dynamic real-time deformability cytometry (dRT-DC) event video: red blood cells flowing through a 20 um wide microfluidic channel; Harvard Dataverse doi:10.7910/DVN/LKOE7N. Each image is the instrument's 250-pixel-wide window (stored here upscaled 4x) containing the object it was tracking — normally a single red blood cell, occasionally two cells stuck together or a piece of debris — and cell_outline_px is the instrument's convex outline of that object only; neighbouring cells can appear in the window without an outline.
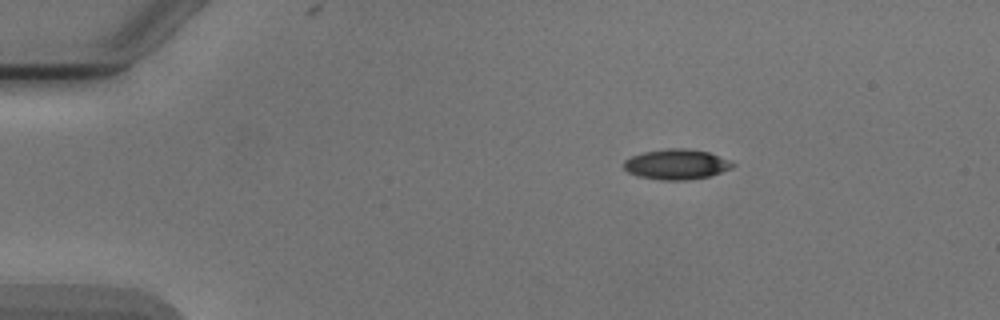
{"species": "Egyptian fruit bat (a non-hibernating species)", "species_latin": "Rousettus aegyptiacus", "temperature_condition": "cold", "stored_images_in_passage": 3, "camera_frame_rate_fps": 3000, "um_per_image_px": 0.085, "animal": {"sex": "male"}, "frame": {"image": 1, "passage_image": 1, "time_ms": 0.0, "image_size_px": [1000, 320], "cell_outline_px": [[736, 164], [732, 168], [708, 176], [688, 180], [664, 180], [636, 176], [628, 172], [624, 168], [624, 160], [632, 156], [644, 152], [668, 148], [688, 148], [708, 152], [728, 160]], "centroid_in_image_um": [57.48, 13.96], "position_along_channel_um": 27.5, "area_um2": 19.07}}